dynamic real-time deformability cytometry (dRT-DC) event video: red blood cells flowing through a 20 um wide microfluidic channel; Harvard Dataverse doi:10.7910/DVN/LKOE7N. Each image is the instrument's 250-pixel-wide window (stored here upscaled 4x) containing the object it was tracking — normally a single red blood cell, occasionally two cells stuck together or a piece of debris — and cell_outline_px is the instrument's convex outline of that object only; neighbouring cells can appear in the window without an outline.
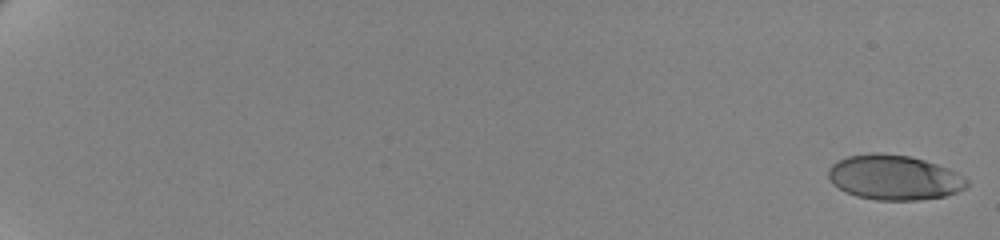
{"species": "human", "species_latin": "Homo sapiens", "temperature_condition": "cold", "stored_images_in_passage": 61, "camera_frame_rate_fps": 3000, "um_per_image_px": 0.085, "donor": {"sex": "female"}, "frame": {"image": 1, "passage_image": 1, "time_ms": 0.0, "image_size_px": [1000, 240], "cell_outline_px": [[968, 184], [964, 188], [956, 192], [944, 196], [916, 200], [876, 200], [856, 196], [844, 192], [832, 184], [828, 176], [828, 168], [832, 164], [848, 156], [872, 152], [880, 152], [908, 156], [924, 160], [948, 168], [956, 172], [968, 180]], "centroid_in_image_um": [75.96, 15.08], "position_along_channel_um": 9.0, "area_um2": 36.24}}
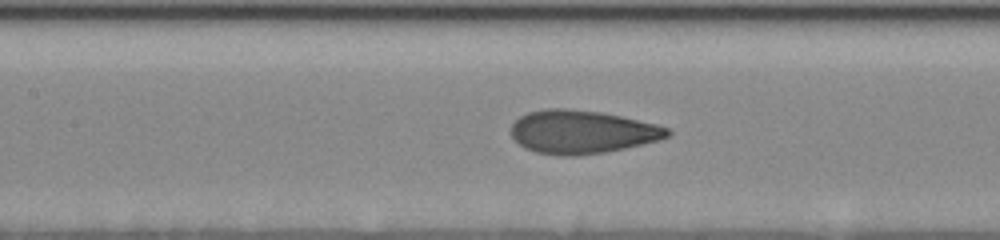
{"frame": {"image": 2, "passage_image": 33, "time_ms": 10.667, "image_size_px": [1000, 240], "cell_outline_px": [[672, 132], [668, 136], [660, 140], [624, 148], [604, 152], [576, 156], [560, 156], [536, 152], [524, 148], [512, 136], [512, 124], [520, 116], [528, 112], [548, 108], [568, 108], [600, 112], [620, 116], [656, 124], [668, 128]], "centroid_in_image_um": [49.46, 11.21], "position_along_channel_um": 157.9, "area_um2": 39.36}}
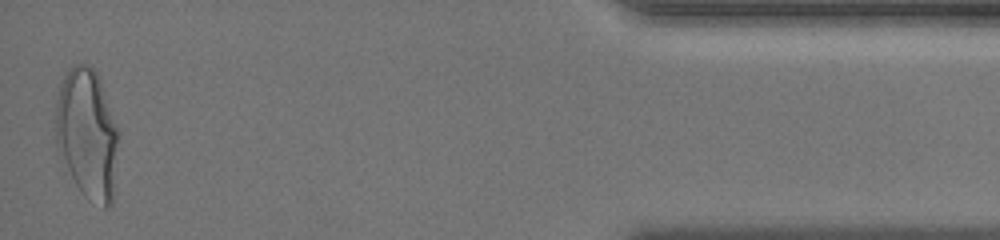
{"frame": {"image": 3, "passage_image": 61, "time_ms": 20.0, "image_size_px": [1000, 240], "cell_outline_px": [[120, 136], [112, 204], [108, 208], [104, 208], [88, 200], [84, 196], [76, 184], [56, 144], [56, 100], [60, 84], [68, 68], [72, 64], [88, 64], [96, 72], [100, 80], [120, 132]], "centroid_in_image_um": [7.45, 11.37], "position_along_channel_um": 427.8, "area_um2": 47.97}, "authors_computed_cell_mechanics": {"area_um2": 38.3792, "velocity_mm_per_s": 3.499, "shape_relaxation_time_tau1_ms": 4.7816, "shape_relaxation_time_tau2_ms": null, "deformation_change_tau1": 0.194, "deformation_change_tau2": null}}